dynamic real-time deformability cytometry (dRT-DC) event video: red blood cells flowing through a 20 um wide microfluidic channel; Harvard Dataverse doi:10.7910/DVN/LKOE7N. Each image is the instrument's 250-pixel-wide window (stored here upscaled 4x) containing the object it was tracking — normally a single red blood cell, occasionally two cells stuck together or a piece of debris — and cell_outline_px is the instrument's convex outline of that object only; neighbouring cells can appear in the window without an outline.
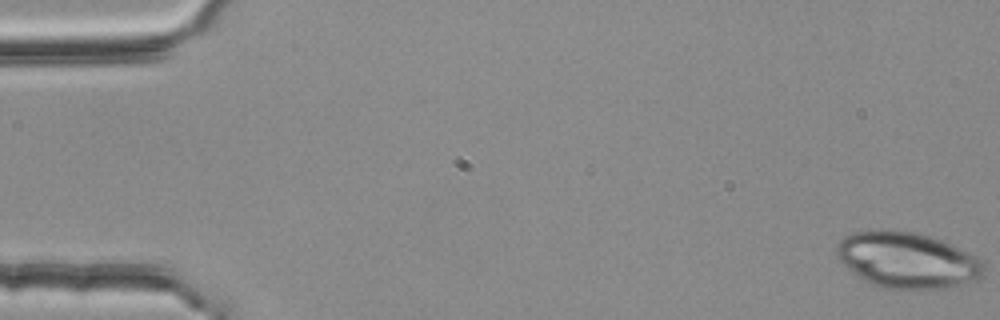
{"species": "common noctule bat (a hibernating species)", "species_latin": "Nyctalus noctula", "temperature_condition": "room temperature", "stored_images_in_passage": 53, "camera_frame_rate_fps": 3000, "um_per_image_px": 0.085, "animal": {"sex": "female", "body_mass_g": 25.1}, "frame": {"image": 1, "passage_image": 1, "time_ms": 0.0, "image_size_px": [1000, 320], "cell_outline_px": [[984, 276], [948, 288], [880, 288], [868, 284], [848, 268], [836, 256], [836, 244], [844, 236], [852, 232], [880, 228], [916, 232], [944, 240], [976, 256], [984, 264]], "centroid_in_image_um": [77.08, 22.08], "position_along_channel_um": 7.9, "area_um2": 48.38}}
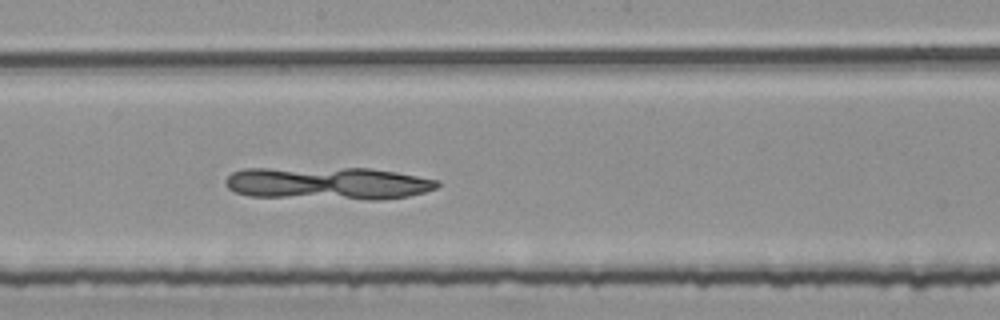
{"frame": {"image": 2, "passage_image": 30, "time_ms": 9.667, "image_size_px": [1000, 320], "cell_outline_px": [[440, 184], [436, 188], [424, 192], [408, 196], [380, 200], [368, 200], [248, 196], [236, 192], [220, 184], [232, 172], [244, 168], [372, 168], [396, 172], [440, 180]], "centroid_in_image_um": [27.84, 15.58], "position_along_channel_um": 220.4, "area_um2": 40.92}}
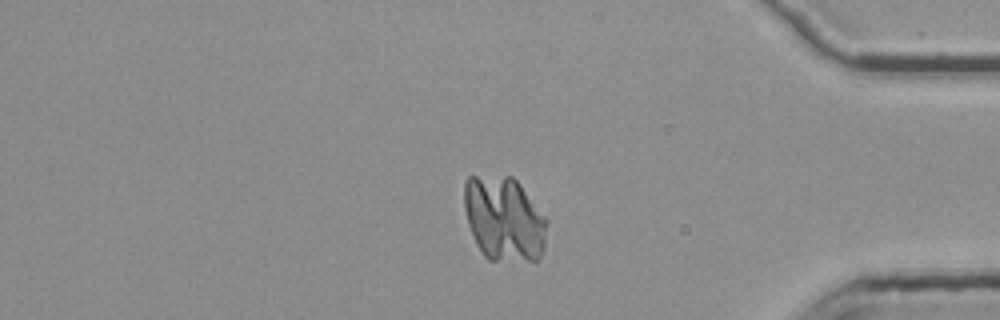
{"frame": {"image": 3, "passage_image": 46, "time_ms": 15.0, "image_size_px": [1000, 320], "cell_outline_px": [[548, 220], [544, 248], [540, 260], [488, 260], [484, 256], [476, 244], [468, 224], [464, 208], [464, 180], [468, 176], [512, 176], [520, 184]], "centroid_in_image_um": [42.84, 18.6], "position_along_channel_um": 392.4, "area_um2": 41.1}}